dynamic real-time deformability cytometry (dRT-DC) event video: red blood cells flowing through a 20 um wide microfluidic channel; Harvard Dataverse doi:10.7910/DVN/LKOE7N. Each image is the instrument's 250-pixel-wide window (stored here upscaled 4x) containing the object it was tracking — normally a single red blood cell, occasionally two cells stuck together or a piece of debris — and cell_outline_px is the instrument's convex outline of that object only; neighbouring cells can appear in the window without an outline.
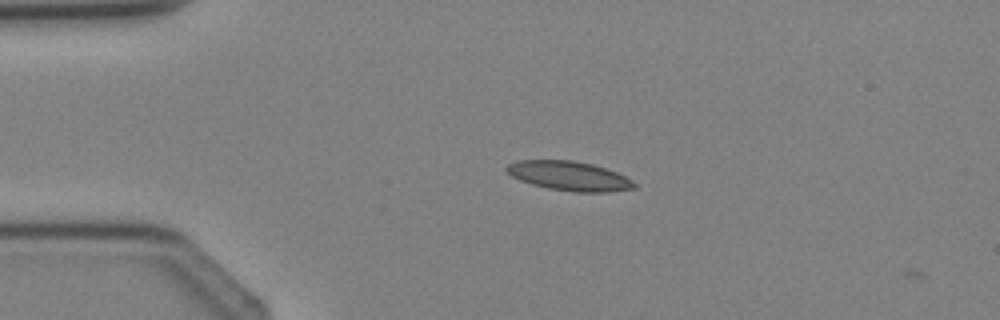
{"species": "Egyptian fruit bat (a non-hibernating species)", "species_latin": "Rousettus aegyptiacus", "temperature_condition": "cold", "stored_images_in_passage": 2, "camera_frame_rate_fps": 3000, "um_per_image_px": 0.085, "animal": {"sex": "female"}, "frame": {"image": 1, "passage_image": 1, "time_ms": 0.0, "image_size_px": [1000, 320], "cell_outline_px": [[636, 188], [608, 192], [576, 192], [548, 188], [532, 184], [520, 180], [512, 176], [504, 168], [508, 164], [516, 160], [572, 160], [592, 164], [616, 172], [632, 180], [636, 184]], "centroid_in_image_um": [48.37, 14.95], "position_along_channel_um": 36.6, "area_um2": 21.73}}